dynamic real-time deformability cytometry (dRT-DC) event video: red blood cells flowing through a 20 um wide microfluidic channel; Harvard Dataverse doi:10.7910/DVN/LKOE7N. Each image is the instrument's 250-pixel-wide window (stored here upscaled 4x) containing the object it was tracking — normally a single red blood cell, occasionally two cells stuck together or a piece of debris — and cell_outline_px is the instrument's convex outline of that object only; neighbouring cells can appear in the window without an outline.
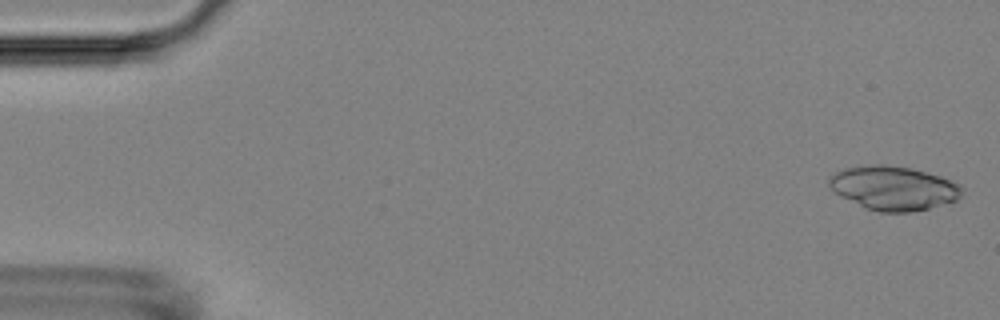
{"species": "Egyptian fruit bat (a non-hibernating species)", "species_latin": "Rousettus aegyptiacus", "temperature_condition": "room temperature", "stored_images_in_passage": 22, "camera_frame_rate_fps": 3000, "um_per_image_px": 0.085, "animal": {"sex": "female"}, "frame": {"image": 1, "passage_image": 1, "time_ms": 0.0, "image_size_px": [1000, 320], "cell_outline_px": [[964, 188], [960, 196], [956, 200], [928, 208], [912, 212], [880, 212], [864, 208], [832, 192], [828, 184], [828, 176], [844, 168], [872, 164], [884, 164], [912, 168], [940, 176], [960, 184]], "centroid_in_image_um": [75.91, 15.98], "position_along_channel_um": 9.1, "area_um2": 34.33}}